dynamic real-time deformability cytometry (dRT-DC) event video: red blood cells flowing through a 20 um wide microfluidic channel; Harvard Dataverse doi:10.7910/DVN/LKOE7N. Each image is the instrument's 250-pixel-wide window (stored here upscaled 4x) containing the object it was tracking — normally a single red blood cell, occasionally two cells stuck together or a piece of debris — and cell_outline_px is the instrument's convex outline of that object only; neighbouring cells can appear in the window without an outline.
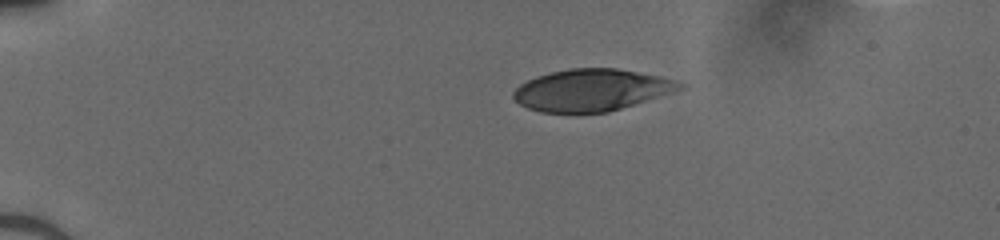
{"species": "human", "species_latin": "Homo sapiens", "temperature_condition": "cold", "stored_images_in_passage": 30, "camera_frame_rate_fps": 3000, "um_per_image_px": 0.085, "donor": {"sex": "male"}, "frame": {"image": 1, "passage_image": 1, "time_ms": 0.0, "image_size_px": [1000, 240], "cell_outline_px": [[688, 84], [684, 88], [672, 92], [608, 112], [540, 112], [528, 108], [520, 104], [512, 96], [512, 92], [520, 84], [536, 76], [568, 68], [616, 68], [660, 76], [676, 80]], "centroid_in_image_um": [50.28, 7.64], "position_along_channel_um": 34.7, "area_um2": 40.34}}
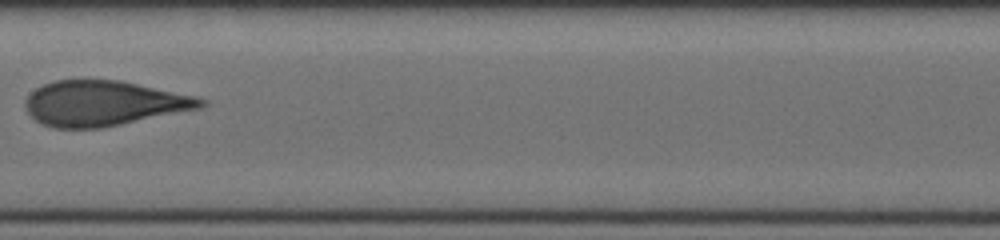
{"frame": {"image": 2, "passage_image": 13, "time_ms": 4.0, "image_size_px": [1000, 240], "cell_outline_px": [[208, 104], [200, 108], [100, 128], [56, 128], [40, 124], [28, 112], [24, 104], [24, 100], [36, 88], [52, 80], [120, 80], [196, 96], [208, 100]], "centroid_in_image_um": [8.8, 8.77], "position_along_channel_um": 198.6, "area_um2": 46.01}}
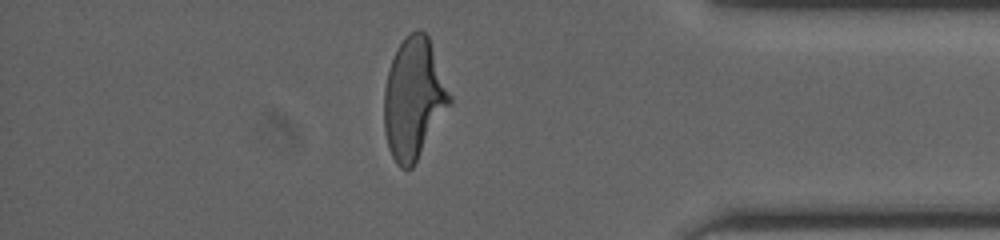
{"frame": {"image": 3, "passage_image": 25, "time_ms": 8.0, "image_size_px": [1000, 240], "cell_outline_px": [[452, 104], [412, 168], [400, 168], [396, 164], [388, 148], [384, 132], [384, 88], [388, 72], [396, 48], [416, 28], [420, 28], [428, 36], [452, 96]], "centroid_in_image_um": [35.18, 8.4], "position_along_channel_um": 400.0, "area_um2": 46.36}}